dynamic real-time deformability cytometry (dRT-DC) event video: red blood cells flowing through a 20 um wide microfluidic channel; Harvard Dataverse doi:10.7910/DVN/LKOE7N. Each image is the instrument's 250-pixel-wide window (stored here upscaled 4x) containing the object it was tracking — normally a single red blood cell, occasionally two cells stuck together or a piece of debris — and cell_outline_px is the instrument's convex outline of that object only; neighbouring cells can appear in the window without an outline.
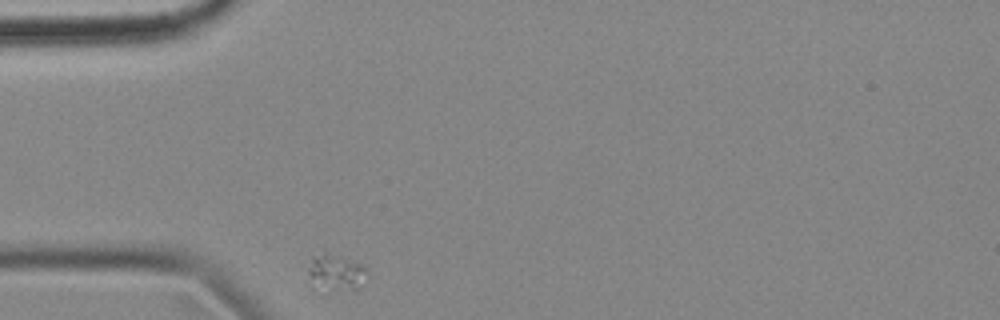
{"species": "common noctule bat (a hibernating species)", "species_latin": "Nyctalus noctula", "temperature_condition": "cold", "stored_images_in_passage": 35, "camera_frame_rate_fps": 3000, "um_per_image_px": 0.085, "animal": {"sex": "female", "body_mass_g": 18.4}, "frame": {"image": 1, "passage_image": 1, "time_ms": 0.0, "image_size_px": [1000, 320], "cell_outline_px": [[364, 268], [360, 288], [312, 288], [308, 272], [308, 268], [312, 260], [324, 252], [360, 264]], "centroid_in_image_um": [28.45, 23.17], "position_along_channel_um": 56.6, "area_um2": 11.39}}